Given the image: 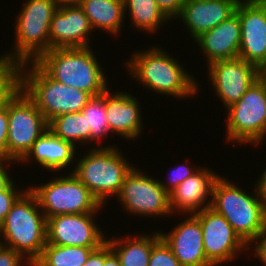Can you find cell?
Segmentation results:
<instances>
[{"instance_id":"6da1fadb","label":"cell","mask_w":266,"mask_h":266,"mask_svg":"<svg viewBox=\"0 0 266 266\" xmlns=\"http://www.w3.org/2000/svg\"><path fill=\"white\" fill-rule=\"evenodd\" d=\"M146 50H136L132 58L124 63L129 74L136 82L150 91L184 99L198 94L199 81L193 74L186 72L185 66L160 46ZM128 66V67H127ZM139 81V82H138Z\"/></svg>"},{"instance_id":"7a4b0ae2","label":"cell","mask_w":266,"mask_h":266,"mask_svg":"<svg viewBox=\"0 0 266 266\" xmlns=\"http://www.w3.org/2000/svg\"><path fill=\"white\" fill-rule=\"evenodd\" d=\"M89 47L54 48L35 63L52 79L89 93L92 97L107 89L106 72Z\"/></svg>"},{"instance_id":"3957f363","label":"cell","mask_w":266,"mask_h":266,"mask_svg":"<svg viewBox=\"0 0 266 266\" xmlns=\"http://www.w3.org/2000/svg\"><path fill=\"white\" fill-rule=\"evenodd\" d=\"M254 186L255 194H250L220 175L213 185L210 206L248 246L266 228V203Z\"/></svg>"},{"instance_id":"277c9868","label":"cell","mask_w":266,"mask_h":266,"mask_svg":"<svg viewBox=\"0 0 266 266\" xmlns=\"http://www.w3.org/2000/svg\"><path fill=\"white\" fill-rule=\"evenodd\" d=\"M41 211L36 196L27 188L0 225L1 245L19 252L31 265L47 243V219Z\"/></svg>"},{"instance_id":"5b68a950","label":"cell","mask_w":266,"mask_h":266,"mask_svg":"<svg viewBox=\"0 0 266 266\" xmlns=\"http://www.w3.org/2000/svg\"><path fill=\"white\" fill-rule=\"evenodd\" d=\"M76 159L72 172L90 190L93 196L104 206L110 197L120 193L127 174L134 167L126 160L117 146L97 145ZM75 166V167H74Z\"/></svg>"},{"instance_id":"8992f818","label":"cell","mask_w":266,"mask_h":266,"mask_svg":"<svg viewBox=\"0 0 266 266\" xmlns=\"http://www.w3.org/2000/svg\"><path fill=\"white\" fill-rule=\"evenodd\" d=\"M58 7L56 0H27L15 20V44L0 56L24 64L49 51L50 22Z\"/></svg>"},{"instance_id":"52a82bcc","label":"cell","mask_w":266,"mask_h":266,"mask_svg":"<svg viewBox=\"0 0 266 266\" xmlns=\"http://www.w3.org/2000/svg\"><path fill=\"white\" fill-rule=\"evenodd\" d=\"M22 90L35 103L47 122L64 113L81 112L92 98L86 91L50 78L35 62L23 64Z\"/></svg>"},{"instance_id":"ba28073f","label":"cell","mask_w":266,"mask_h":266,"mask_svg":"<svg viewBox=\"0 0 266 266\" xmlns=\"http://www.w3.org/2000/svg\"><path fill=\"white\" fill-rule=\"evenodd\" d=\"M226 111V140L262 145L266 138V85L260 78Z\"/></svg>"},{"instance_id":"9c48e42d","label":"cell","mask_w":266,"mask_h":266,"mask_svg":"<svg viewBox=\"0 0 266 266\" xmlns=\"http://www.w3.org/2000/svg\"><path fill=\"white\" fill-rule=\"evenodd\" d=\"M66 174L29 188L36 196L46 219L61 214H84L103 209L104 206L73 172Z\"/></svg>"},{"instance_id":"30bf717a","label":"cell","mask_w":266,"mask_h":266,"mask_svg":"<svg viewBox=\"0 0 266 266\" xmlns=\"http://www.w3.org/2000/svg\"><path fill=\"white\" fill-rule=\"evenodd\" d=\"M8 161L18 164L34 142L48 129V122L35 103L21 89L8 103Z\"/></svg>"},{"instance_id":"8fae6325","label":"cell","mask_w":266,"mask_h":266,"mask_svg":"<svg viewBox=\"0 0 266 266\" xmlns=\"http://www.w3.org/2000/svg\"><path fill=\"white\" fill-rule=\"evenodd\" d=\"M117 200L129 215L164 218L171 217L169 193L155 179L139 166L127 174Z\"/></svg>"},{"instance_id":"7c38bea8","label":"cell","mask_w":266,"mask_h":266,"mask_svg":"<svg viewBox=\"0 0 266 266\" xmlns=\"http://www.w3.org/2000/svg\"><path fill=\"white\" fill-rule=\"evenodd\" d=\"M194 215L202 227L205 256L213 266L232 262L238 253L249 250L230 223L212 208L200 210Z\"/></svg>"},{"instance_id":"4fadbf2b","label":"cell","mask_w":266,"mask_h":266,"mask_svg":"<svg viewBox=\"0 0 266 266\" xmlns=\"http://www.w3.org/2000/svg\"><path fill=\"white\" fill-rule=\"evenodd\" d=\"M96 212L61 214L47 219V243L59 246L100 247L106 232L94 221ZM94 217V218H93Z\"/></svg>"},{"instance_id":"5bb4252c","label":"cell","mask_w":266,"mask_h":266,"mask_svg":"<svg viewBox=\"0 0 266 266\" xmlns=\"http://www.w3.org/2000/svg\"><path fill=\"white\" fill-rule=\"evenodd\" d=\"M208 67V82L224 108L235 104L259 78V69L242 58L216 61Z\"/></svg>"},{"instance_id":"9a60e30c","label":"cell","mask_w":266,"mask_h":266,"mask_svg":"<svg viewBox=\"0 0 266 266\" xmlns=\"http://www.w3.org/2000/svg\"><path fill=\"white\" fill-rule=\"evenodd\" d=\"M235 12L241 23L239 58L258 69L266 65V12L257 0H243Z\"/></svg>"},{"instance_id":"2e32d148","label":"cell","mask_w":266,"mask_h":266,"mask_svg":"<svg viewBox=\"0 0 266 266\" xmlns=\"http://www.w3.org/2000/svg\"><path fill=\"white\" fill-rule=\"evenodd\" d=\"M214 172L210 168L200 166L190 177L169 193L172 215L177 212L184 216L186 213L188 215L194 214L200 210L210 208L213 185L220 176Z\"/></svg>"},{"instance_id":"e0dca14e","label":"cell","mask_w":266,"mask_h":266,"mask_svg":"<svg viewBox=\"0 0 266 266\" xmlns=\"http://www.w3.org/2000/svg\"><path fill=\"white\" fill-rule=\"evenodd\" d=\"M171 231H160V237L173 251L181 266H213L206 258L203 247V231L199 219L189 214ZM165 233V234H164Z\"/></svg>"},{"instance_id":"ac0fdd59","label":"cell","mask_w":266,"mask_h":266,"mask_svg":"<svg viewBox=\"0 0 266 266\" xmlns=\"http://www.w3.org/2000/svg\"><path fill=\"white\" fill-rule=\"evenodd\" d=\"M93 29L79 6H59L50 22V50L54 48L89 47Z\"/></svg>"},{"instance_id":"d6986e66","label":"cell","mask_w":266,"mask_h":266,"mask_svg":"<svg viewBox=\"0 0 266 266\" xmlns=\"http://www.w3.org/2000/svg\"><path fill=\"white\" fill-rule=\"evenodd\" d=\"M111 92L106 90V115L109 133L127 140L139 138L142 135L144 123H142L141 106L137 98L129 92ZM143 128V129H142Z\"/></svg>"},{"instance_id":"ffe728a7","label":"cell","mask_w":266,"mask_h":266,"mask_svg":"<svg viewBox=\"0 0 266 266\" xmlns=\"http://www.w3.org/2000/svg\"><path fill=\"white\" fill-rule=\"evenodd\" d=\"M237 4L235 0H185L177 18L195 40L232 16Z\"/></svg>"},{"instance_id":"44dd1931","label":"cell","mask_w":266,"mask_h":266,"mask_svg":"<svg viewBox=\"0 0 266 266\" xmlns=\"http://www.w3.org/2000/svg\"><path fill=\"white\" fill-rule=\"evenodd\" d=\"M240 41L241 23L236 12L194 40L203 52L207 66L216 61L237 58L240 51Z\"/></svg>"},{"instance_id":"7402d4cb","label":"cell","mask_w":266,"mask_h":266,"mask_svg":"<svg viewBox=\"0 0 266 266\" xmlns=\"http://www.w3.org/2000/svg\"><path fill=\"white\" fill-rule=\"evenodd\" d=\"M76 149L71 142L60 139L47 129L34 142L32 149L20 163L29 164L34 158L43 169L59 173L63 169L69 170L68 166L76 161Z\"/></svg>"},{"instance_id":"603a6c76","label":"cell","mask_w":266,"mask_h":266,"mask_svg":"<svg viewBox=\"0 0 266 266\" xmlns=\"http://www.w3.org/2000/svg\"><path fill=\"white\" fill-rule=\"evenodd\" d=\"M92 29L107 31L111 36H118L123 28L124 0H83L79 5Z\"/></svg>"},{"instance_id":"cb8c5ba5","label":"cell","mask_w":266,"mask_h":266,"mask_svg":"<svg viewBox=\"0 0 266 266\" xmlns=\"http://www.w3.org/2000/svg\"><path fill=\"white\" fill-rule=\"evenodd\" d=\"M140 235V236H139ZM128 235L107 238L112 250L119 257L121 266H148L152 246L161 238L159 231L152 234Z\"/></svg>"},{"instance_id":"d4e9b609","label":"cell","mask_w":266,"mask_h":266,"mask_svg":"<svg viewBox=\"0 0 266 266\" xmlns=\"http://www.w3.org/2000/svg\"><path fill=\"white\" fill-rule=\"evenodd\" d=\"M130 16V23L136 29L156 34V31L170 21L160 10L155 0H124V15Z\"/></svg>"},{"instance_id":"484cf974","label":"cell","mask_w":266,"mask_h":266,"mask_svg":"<svg viewBox=\"0 0 266 266\" xmlns=\"http://www.w3.org/2000/svg\"><path fill=\"white\" fill-rule=\"evenodd\" d=\"M99 247L59 246L46 243L41 256L32 266H83Z\"/></svg>"},{"instance_id":"4316f807","label":"cell","mask_w":266,"mask_h":266,"mask_svg":"<svg viewBox=\"0 0 266 266\" xmlns=\"http://www.w3.org/2000/svg\"><path fill=\"white\" fill-rule=\"evenodd\" d=\"M48 129L64 141L71 142L78 148L79 145L90 142V131L87 129L86 118L81 112H70L61 114L48 122ZM77 145H76V143Z\"/></svg>"},{"instance_id":"83f0119b","label":"cell","mask_w":266,"mask_h":266,"mask_svg":"<svg viewBox=\"0 0 266 266\" xmlns=\"http://www.w3.org/2000/svg\"><path fill=\"white\" fill-rule=\"evenodd\" d=\"M84 118H86L87 129L90 131V142L98 143L104 136L109 135V126L106 115V91L92 97L82 108ZM95 141V142H94Z\"/></svg>"},{"instance_id":"f1b7e54d","label":"cell","mask_w":266,"mask_h":266,"mask_svg":"<svg viewBox=\"0 0 266 266\" xmlns=\"http://www.w3.org/2000/svg\"><path fill=\"white\" fill-rule=\"evenodd\" d=\"M22 68L21 62L0 56V109L22 89Z\"/></svg>"},{"instance_id":"f546056e","label":"cell","mask_w":266,"mask_h":266,"mask_svg":"<svg viewBox=\"0 0 266 266\" xmlns=\"http://www.w3.org/2000/svg\"><path fill=\"white\" fill-rule=\"evenodd\" d=\"M148 266H181L173 251L160 238L153 246Z\"/></svg>"},{"instance_id":"4dcf8cb0","label":"cell","mask_w":266,"mask_h":266,"mask_svg":"<svg viewBox=\"0 0 266 266\" xmlns=\"http://www.w3.org/2000/svg\"><path fill=\"white\" fill-rule=\"evenodd\" d=\"M200 166L197 168L191 167V164L188 165L186 162L185 164L178 165L177 167L173 168V170H170L171 173L168 174L170 178H167L168 183H165L164 181H160V185L168 192H172L179 184H181L184 180H186L188 177H190L197 169H199Z\"/></svg>"},{"instance_id":"1f68e13d","label":"cell","mask_w":266,"mask_h":266,"mask_svg":"<svg viewBox=\"0 0 266 266\" xmlns=\"http://www.w3.org/2000/svg\"><path fill=\"white\" fill-rule=\"evenodd\" d=\"M16 183L12 182L5 190L0 192V225L4 222L7 214L16 200L27 190L16 189Z\"/></svg>"},{"instance_id":"d6a6232c","label":"cell","mask_w":266,"mask_h":266,"mask_svg":"<svg viewBox=\"0 0 266 266\" xmlns=\"http://www.w3.org/2000/svg\"><path fill=\"white\" fill-rule=\"evenodd\" d=\"M22 263L32 266L19 252L0 245V266H21Z\"/></svg>"},{"instance_id":"836d02e7","label":"cell","mask_w":266,"mask_h":266,"mask_svg":"<svg viewBox=\"0 0 266 266\" xmlns=\"http://www.w3.org/2000/svg\"><path fill=\"white\" fill-rule=\"evenodd\" d=\"M8 111L7 107L0 109V161H8Z\"/></svg>"},{"instance_id":"e575fe53","label":"cell","mask_w":266,"mask_h":266,"mask_svg":"<svg viewBox=\"0 0 266 266\" xmlns=\"http://www.w3.org/2000/svg\"><path fill=\"white\" fill-rule=\"evenodd\" d=\"M160 10L169 19H177L185 0H155Z\"/></svg>"},{"instance_id":"d590c367","label":"cell","mask_w":266,"mask_h":266,"mask_svg":"<svg viewBox=\"0 0 266 266\" xmlns=\"http://www.w3.org/2000/svg\"><path fill=\"white\" fill-rule=\"evenodd\" d=\"M110 244L106 241L95 249L83 266H103L105 258L112 252Z\"/></svg>"},{"instance_id":"8d00e7d4","label":"cell","mask_w":266,"mask_h":266,"mask_svg":"<svg viewBox=\"0 0 266 266\" xmlns=\"http://www.w3.org/2000/svg\"><path fill=\"white\" fill-rule=\"evenodd\" d=\"M251 245L254 248L252 250H254L255 257L266 266V228L251 242L249 249Z\"/></svg>"},{"instance_id":"74e56055","label":"cell","mask_w":266,"mask_h":266,"mask_svg":"<svg viewBox=\"0 0 266 266\" xmlns=\"http://www.w3.org/2000/svg\"><path fill=\"white\" fill-rule=\"evenodd\" d=\"M8 163H11V165H12L16 162H14V161H0V192L5 190L13 182V179L10 178L11 177L10 173L7 171L8 167L6 169V166Z\"/></svg>"},{"instance_id":"f35d334b","label":"cell","mask_w":266,"mask_h":266,"mask_svg":"<svg viewBox=\"0 0 266 266\" xmlns=\"http://www.w3.org/2000/svg\"><path fill=\"white\" fill-rule=\"evenodd\" d=\"M256 180V187L259 195L262 197L264 202L266 203V168L264 169L261 176Z\"/></svg>"},{"instance_id":"ab89813d","label":"cell","mask_w":266,"mask_h":266,"mask_svg":"<svg viewBox=\"0 0 266 266\" xmlns=\"http://www.w3.org/2000/svg\"><path fill=\"white\" fill-rule=\"evenodd\" d=\"M103 266H121L119 257L112 251L104 260Z\"/></svg>"},{"instance_id":"60d3db41","label":"cell","mask_w":266,"mask_h":266,"mask_svg":"<svg viewBox=\"0 0 266 266\" xmlns=\"http://www.w3.org/2000/svg\"><path fill=\"white\" fill-rule=\"evenodd\" d=\"M58 6H76L80 5L83 0H56Z\"/></svg>"},{"instance_id":"b9f144b4","label":"cell","mask_w":266,"mask_h":266,"mask_svg":"<svg viewBox=\"0 0 266 266\" xmlns=\"http://www.w3.org/2000/svg\"><path fill=\"white\" fill-rule=\"evenodd\" d=\"M259 78L265 83L266 85V65L259 69Z\"/></svg>"},{"instance_id":"7bdbcfd3","label":"cell","mask_w":266,"mask_h":266,"mask_svg":"<svg viewBox=\"0 0 266 266\" xmlns=\"http://www.w3.org/2000/svg\"><path fill=\"white\" fill-rule=\"evenodd\" d=\"M264 8L266 12V0H257Z\"/></svg>"}]
</instances>
